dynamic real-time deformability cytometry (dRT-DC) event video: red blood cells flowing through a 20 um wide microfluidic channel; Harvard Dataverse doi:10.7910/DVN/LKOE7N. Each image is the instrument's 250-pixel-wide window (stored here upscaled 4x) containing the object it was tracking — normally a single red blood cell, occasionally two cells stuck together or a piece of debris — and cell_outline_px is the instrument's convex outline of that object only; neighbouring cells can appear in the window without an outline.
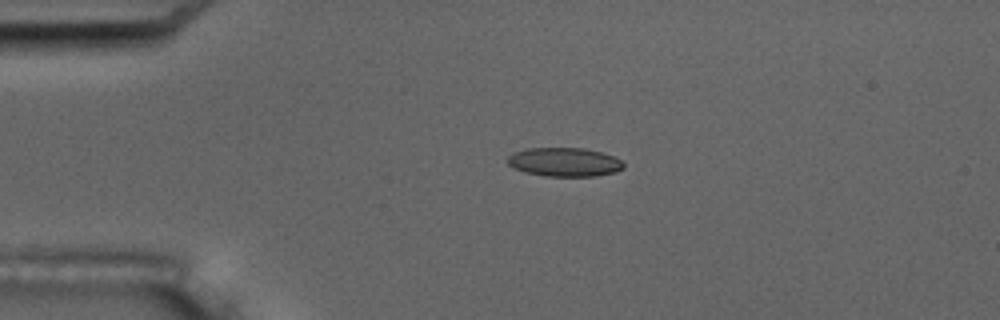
{"species": "common noctule bat (a hibernating species)", "species_latin": "Nyctalus noctula", "temperature_condition": "room temperature", "stored_images_in_passage": 3, "camera_frame_rate_fps": 3000, "um_per_image_px": 0.085, "animal": {"sex": "male", "body_mass_g": 17.5, "forearm_length_mm": 52.3}, "frame": {"image": 1, "passage_image": 3, "time_ms": 2.333, "image_size_px": [1000, 320], "cell_outline_px": [[624, 168], [616, 172], [596, 176], [544, 176], [524, 172], [512, 168], [504, 160], [512, 152], [528, 148], [584, 148], [600, 152], [612, 156], [620, 160], [624, 164]], "centroid_in_image_um": [47.92, 13.78], "position_along_channel_um": 37.1, "area_um2": 19.71}}